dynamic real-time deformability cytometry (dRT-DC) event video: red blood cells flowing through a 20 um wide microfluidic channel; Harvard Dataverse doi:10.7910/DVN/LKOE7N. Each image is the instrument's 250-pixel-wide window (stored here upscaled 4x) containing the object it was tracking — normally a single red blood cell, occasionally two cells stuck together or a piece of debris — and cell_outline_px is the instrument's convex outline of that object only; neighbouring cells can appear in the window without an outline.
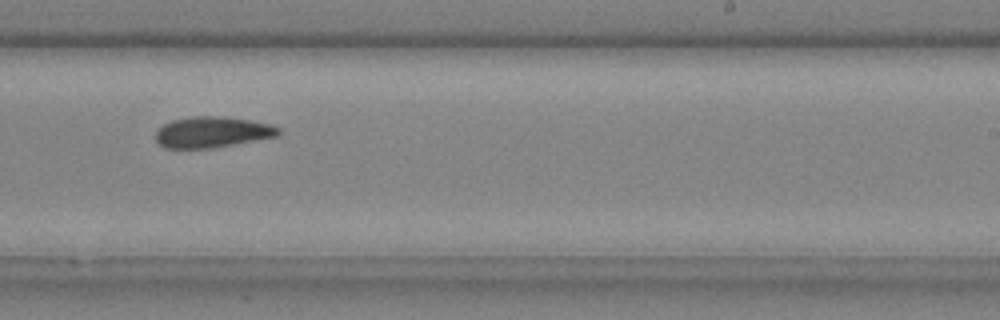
{"species": "common noctule bat (a hibernating species)", "species_latin": "Nyctalus noctula", "temperature_condition": "cold", "stored_images_in_passage": 26, "camera_frame_rate_fps": 3000, "um_per_image_px": 0.085, "animal": {"sex": "male", "body_mass_g": 20.4}, "frame": {"image": 1, "passage_image": 15, "time_ms": 4.667, "image_size_px": [1000, 320], "cell_outline_px": [[280, 132], [276, 136], [212, 148], [164, 148], [156, 140], [156, 132], [164, 124], [172, 120], [192, 116], [220, 116], [248, 120], [272, 124], [280, 128]], "centroid_in_image_um": [18.03, 11.22], "position_along_channel_um": 271.0, "area_um2": 21.91}}